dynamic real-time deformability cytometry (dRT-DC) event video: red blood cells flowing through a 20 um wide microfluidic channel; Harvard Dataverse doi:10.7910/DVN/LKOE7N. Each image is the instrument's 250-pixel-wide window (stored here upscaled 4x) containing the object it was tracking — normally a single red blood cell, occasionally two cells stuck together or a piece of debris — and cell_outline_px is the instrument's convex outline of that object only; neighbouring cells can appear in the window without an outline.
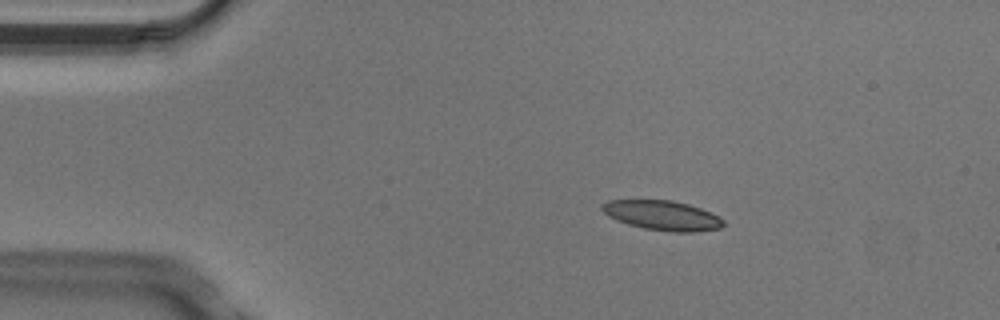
{"species": "Egyptian fruit bat (a non-hibernating species)", "species_latin": "Rousettus aegyptiacus", "temperature_condition": "cold", "stored_images_in_passage": 5, "camera_frame_rate_fps": 3000, "um_per_image_px": 0.085, "animal": {"sex": "male"}, "frame": {"image": 1, "passage_image": 2, "time_ms": 0.333, "image_size_px": [1000, 320], "cell_outline_px": [[724, 224], [720, 228], [696, 232], [672, 232], [644, 228], [628, 224], [608, 216], [600, 208], [600, 204], [608, 200], [672, 200], [688, 204], [712, 212], [720, 216], [724, 220]], "centroid_in_image_um": [56.32, 18.3], "position_along_channel_um": 28.7, "area_um2": 21.1}}
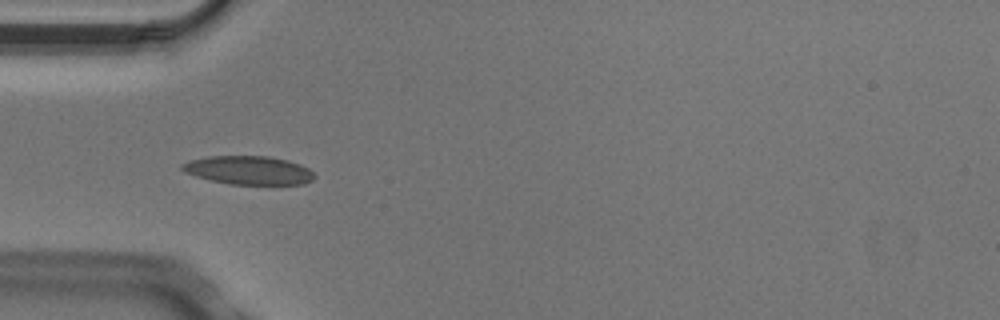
{"frame": {"image": 2, "passage_image": 4, "time_ms": 1.0, "image_size_px": [1000, 320], "cell_outline_px": [[316, 176], [312, 180], [304, 184], [232, 184], [212, 180], [196, 176], [184, 172], [180, 168], [180, 164], [192, 160], [208, 156], [268, 156], [288, 160], [300, 164], [308, 168]], "centroid_in_image_um": [21.15, 14.46], "position_along_channel_um": 63.9, "area_um2": 21.91}}